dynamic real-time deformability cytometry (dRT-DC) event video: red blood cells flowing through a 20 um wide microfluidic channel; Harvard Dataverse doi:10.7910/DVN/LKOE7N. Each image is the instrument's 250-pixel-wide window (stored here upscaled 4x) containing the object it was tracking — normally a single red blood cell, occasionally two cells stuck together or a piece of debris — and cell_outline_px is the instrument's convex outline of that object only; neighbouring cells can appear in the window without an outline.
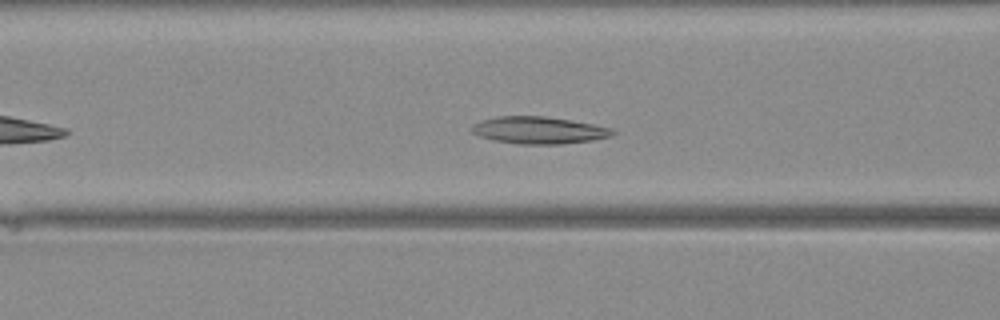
{"species": "Egyptian fruit bat (a non-hibernating species)", "species_latin": "Rousettus aegyptiacus", "temperature_condition": "warm", "stored_images_in_passage": 34, "camera_frame_rate_fps": 3000, "um_per_image_px": 0.085, "animal": {"sex": "female"}, "frame": {"image": 1, "passage_image": 8, "time_ms": 2.333, "image_size_px": [1000, 320], "cell_outline_px": [[616, 132], [612, 136], [592, 140], [560, 144], [516, 144], [492, 140], [480, 136], [472, 132], [472, 128], [480, 120], [496, 116], [544, 116], [592, 124], [612, 128]], "centroid_in_image_um": [45.8, 11.07], "position_along_channel_um": 120.8, "area_um2": 22.14}}
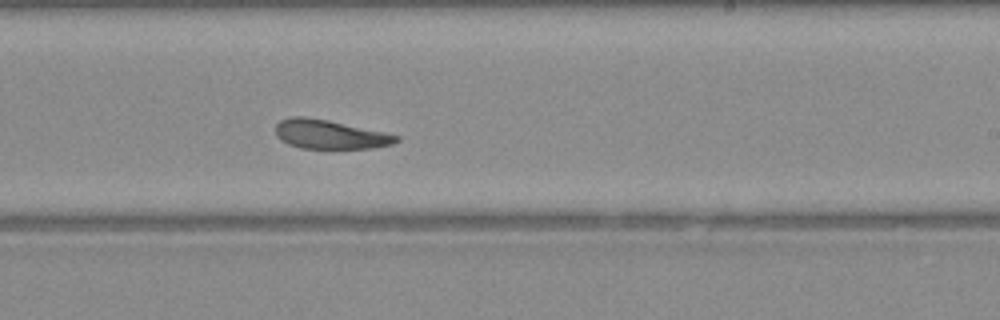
{"frame": {"image": 2, "passage_image": 17, "time_ms": 5.333, "image_size_px": [1000, 320], "cell_outline_px": [[400, 140], [392, 144], [372, 148], [300, 148], [288, 144], [280, 140], [276, 136], [276, 124], [280, 120], [288, 116], [304, 116], [328, 120], [384, 132], [400, 136]], "centroid_in_image_um": [28.0, 11.41], "position_along_channel_um": 261.0, "area_um2": 20.46}}
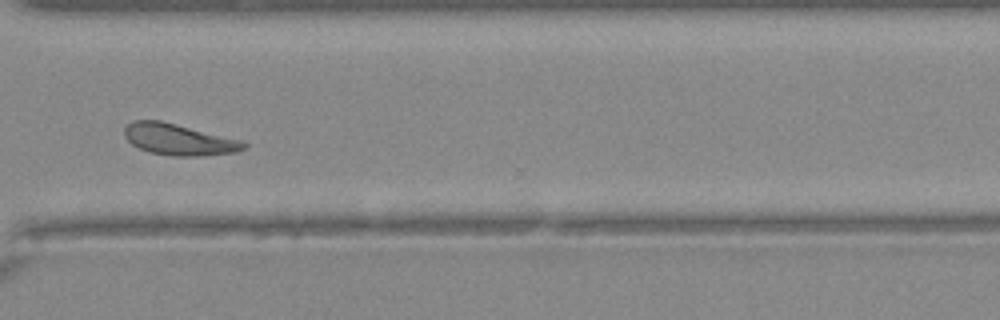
{"frame": {"image": 3, "passage_image": 23, "time_ms": 7.333, "image_size_px": [1000, 320], "cell_outline_px": [[248, 144], [244, 148], [236, 152], [204, 156], [172, 156], [148, 152], [132, 144], [124, 136], [124, 128], [132, 120], [160, 120], [244, 140]], "centroid_in_image_um": [15.22, 11.86], "position_along_channel_um": 355.4, "area_um2": 22.02}}